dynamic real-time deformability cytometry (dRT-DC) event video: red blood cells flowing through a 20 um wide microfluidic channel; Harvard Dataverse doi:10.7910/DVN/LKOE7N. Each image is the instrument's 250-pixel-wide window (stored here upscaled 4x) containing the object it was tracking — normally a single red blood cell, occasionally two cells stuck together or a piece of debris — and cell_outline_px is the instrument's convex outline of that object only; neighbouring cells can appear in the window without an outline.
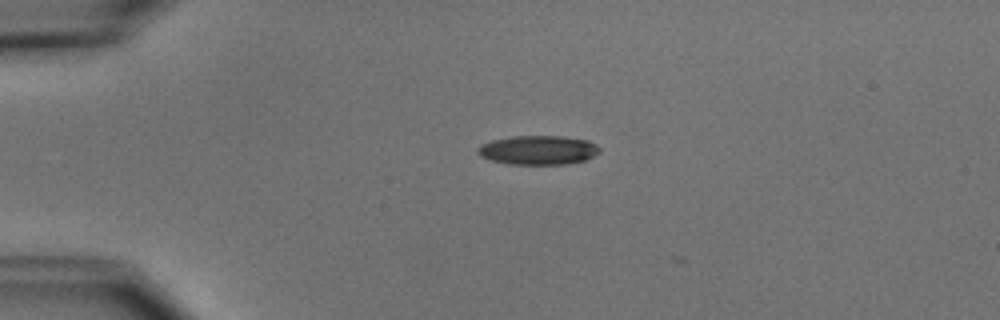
{"species": "common noctule bat (a hibernating species)", "species_latin": "Nyctalus noctula", "temperature_condition": "cold", "stored_images_in_passage": 2, "camera_frame_rate_fps": 3000, "um_per_image_px": 0.085, "animal": {"sex": "male", "body_mass_g": 15.6}, "frame": {"image": 1, "passage_image": 1, "time_ms": 0.0, "image_size_px": [1000, 320], "cell_outline_px": [[600, 152], [584, 160], [564, 164], [508, 164], [492, 160], [480, 156], [476, 152], [476, 148], [480, 144], [492, 140], [512, 136], [564, 136], [588, 140], [596, 144], [600, 148]], "centroid_in_image_um": [45.72, 12.75], "position_along_channel_um": 39.3, "area_um2": 20.75}}